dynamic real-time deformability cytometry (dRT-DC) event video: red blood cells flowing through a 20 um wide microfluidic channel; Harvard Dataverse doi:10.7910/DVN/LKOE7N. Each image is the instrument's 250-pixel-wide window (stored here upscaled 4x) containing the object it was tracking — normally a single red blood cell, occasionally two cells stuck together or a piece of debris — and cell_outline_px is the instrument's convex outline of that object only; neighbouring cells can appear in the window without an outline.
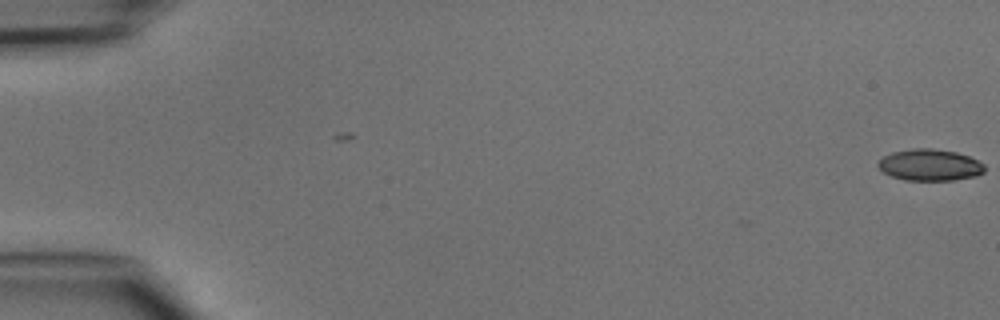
{"species": "common noctule bat (a hibernating species)", "species_latin": "Nyctalus noctula", "temperature_condition": "cold", "stored_images_in_passage": 13, "camera_frame_rate_fps": 3000, "um_per_image_px": 0.085, "animal": {"sex": "male", "body_mass_g": 15.6}, "frame": {"image": 1, "passage_image": 1, "time_ms": 0.0, "image_size_px": [1000, 320], "cell_outline_px": [[984, 172], [976, 176], [952, 180], [904, 180], [892, 176], [884, 172], [876, 164], [884, 156], [892, 152], [912, 148], [932, 148], [956, 152], [968, 156], [984, 164]], "centroid_in_image_um": [79.03, 14.02], "position_along_channel_um": 6.0, "area_um2": 19.48}}
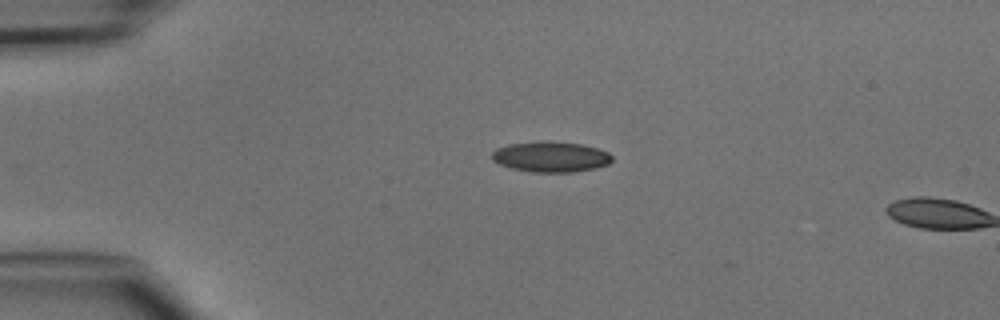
{"frame": {"image": 2, "passage_image": 12, "time_ms": 3.667, "image_size_px": [1000, 320], "cell_outline_px": [[612, 160], [608, 164], [596, 168], [572, 172], [532, 172], [512, 168], [500, 164], [492, 160], [492, 152], [496, 148], [508, 144], [544, 140], [580, 144], [596, 148], [608, 152], [612, 156]], "centroid_in_image_um": [46.8, 13.32], "position_along_channel_um": 38.2, "area_um2": 21.39}}